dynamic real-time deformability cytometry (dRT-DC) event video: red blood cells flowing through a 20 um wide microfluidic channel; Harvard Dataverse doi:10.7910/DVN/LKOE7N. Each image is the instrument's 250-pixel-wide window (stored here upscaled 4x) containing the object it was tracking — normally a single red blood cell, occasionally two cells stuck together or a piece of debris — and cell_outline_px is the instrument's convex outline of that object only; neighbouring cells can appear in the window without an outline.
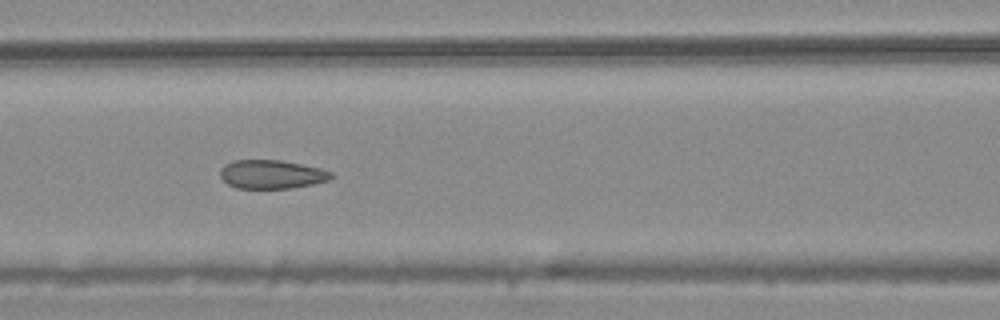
{"species": "common noctule bat (a hibernating species)", "species_latin": "Nyctalus noctula", "temperature_condition": "warm", "stored_images_in_passage": 10, "camera_frame_rate_fps": 3000, "um_per_image_px": 0.085, "animal": {"sex": "male", "body_mass_g": 20.4}, "frame": {"image": 1, "passage_image": 7, "time_ms": 2.0, "image_size_px": [1000, 320], "cell_outline_px": [[336, 176], [328, 180], [312, 184], [292, 188], [236, 188], [228, 184], [220, 176], [220, 168], [224, 164], [232, 160], [280, 160], [320, 168], [332, 172]], "centroid_in_image_um": [23.08, 14.81], "position_along_channel_um": 143.5, "area_um2": 18.61}}
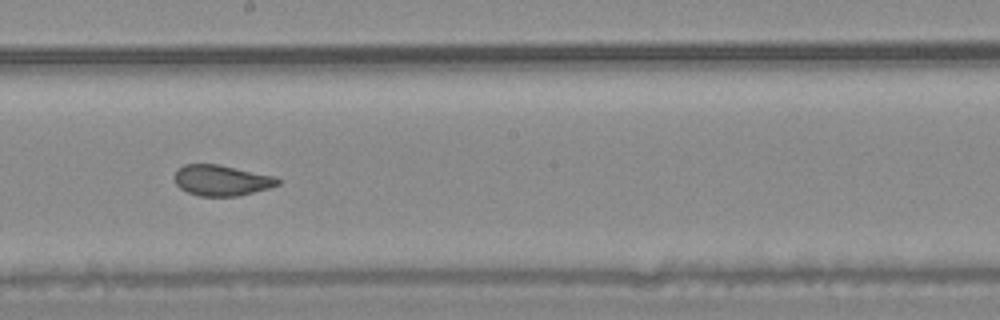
{"frame": {"image": 2, "passage_image": 9, "time_ms": 2.667, "image_size_px": [1000, 320], "cell_outline_px": [[280, 184], [268, 188], [236, 196], [200, 196], [188, 192], [180, 188], [176, 184], [176, 172], [184, 164], [220, 164], [276, 176], [280, 180]], "centroid_in_image_um": [18.87, 15.32], "position_along_channel_um": 229.3, "area_um2": 18.38}}